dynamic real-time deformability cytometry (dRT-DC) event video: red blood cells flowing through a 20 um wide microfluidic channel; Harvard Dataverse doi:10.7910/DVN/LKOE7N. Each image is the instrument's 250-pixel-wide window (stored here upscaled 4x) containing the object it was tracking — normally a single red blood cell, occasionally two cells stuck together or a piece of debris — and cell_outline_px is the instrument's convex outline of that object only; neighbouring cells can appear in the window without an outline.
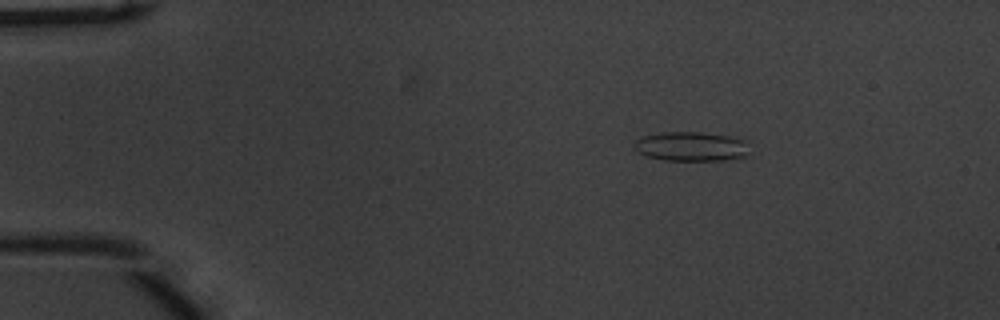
{"species": "common noctule bat (a hibernating species)", "species_latin": "Nyctalus noctula", "temperature_condition": "warm", "stored_images_in_passage": 46, "camera_frame_rate_fps": 3000, "um_per_image_px": 0.085, "animal": {"sex": "male", "body_mass_g": 20.1, "forearm_length_mm": 53.5}, "frame": {"image": 1, "passage_image": 1, "time_ms": 0.0, "image_size_px": [1000, 320], "cell_outline_px": [[748, 152], [744, 156], [724, 160], [664, 160], [648, 156], [636, 152], [632, 148], [632, 144], [636, 140], [644, 136], [660, 132], [700, 132], [728, 136], [744, 140]], "centroid_in_image_um": [58.66, 12.44], "position_along_channel_um": 26.3, "area_um2": 19.59}}
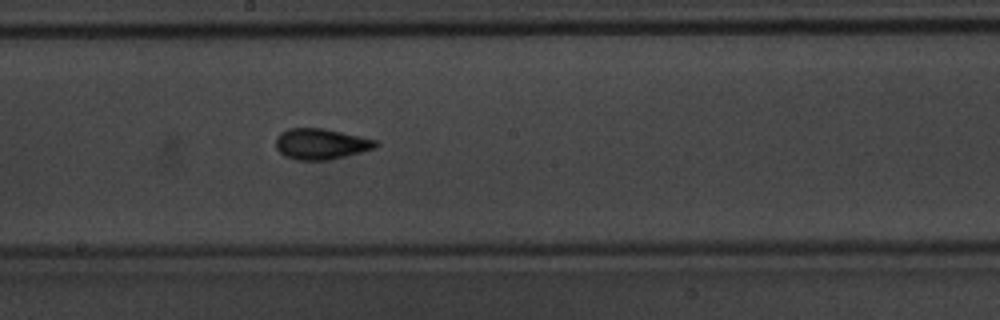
{"frame": {"image": 2, "passage_image": 22, "time_ms": 7.0, "image_size_px": [1000, 320], "cell_outline_px": [[380, 144], [376, 148], [328, 160], [296, 160], [284, 156], [276, 148], [276, 136], [280, 132], [288, 128], [324, 128], [380, 140]], "centroid_in_image_um": [27.3, 12.22], "position_along_channel_um": 220.9, "area_um2": 18.21}}
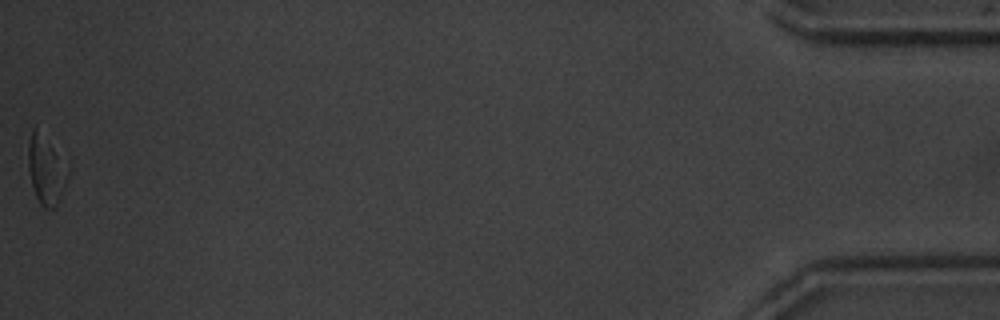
{"frame": {"image": 3, "passage_image": 46, "time_ms": 15.0, "image_size_px": [1000, 320], "cell_outline_px": [[60, 192], [56, 208], [44, 208], [40, 204], [36, 196], [32, 184], [28, 168], [28, 144], [32, 128], [36, 124], [52, 148], [56, 156]], "centroid_in_image_um": [3.68, 14.41], "position_along_channel_um": 431.5, "area_um2": 13.41}, "authors_computed_cell_mechanics": {"area_um2": 17.051, "velocity_mm_per_s": 3.7886, "shape_relaxation_time_tau1_ms": 4.6801, "shape_relaxation_time_tau2_ms": 1.5265, "deformation_change_tau1": 0.1433, "deformation_change_tau2": 0.088}}